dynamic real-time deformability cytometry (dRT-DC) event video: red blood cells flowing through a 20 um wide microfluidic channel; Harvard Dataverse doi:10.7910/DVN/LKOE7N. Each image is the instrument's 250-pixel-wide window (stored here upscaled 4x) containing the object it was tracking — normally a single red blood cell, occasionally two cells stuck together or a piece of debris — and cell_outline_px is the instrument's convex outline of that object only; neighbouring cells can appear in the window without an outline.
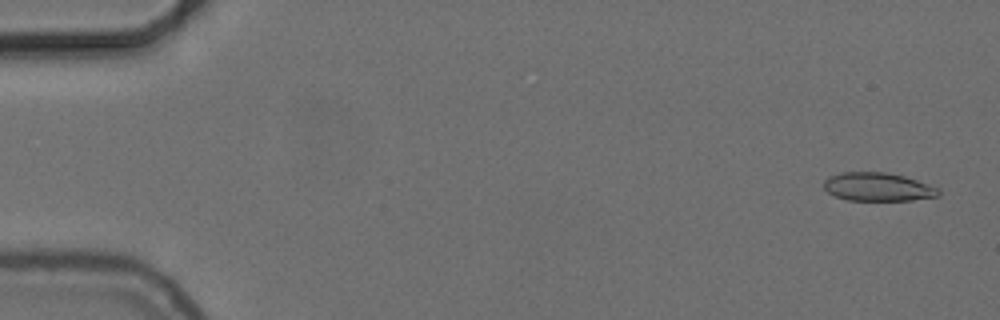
{"species": "common noctule bat (a hibernating species)", "species_latin": "Nyctalus noctula", "temperature_condition": "cold", "stored_images_in_passage": 20, "camera_frame_rate_fps": 3000, "um_per_image_px": 0.085, "animal": {"sex": "female", "body_mass_g": 24.6, "forearm_length_mm": 56.2}, "frame": {"image": 1, "passage_image": 3, "time_ms": 0.667, "image_size_px": [1000, 320], "cell_outline_px": [[940, 192], [936, 196], [912, 200], [848, 200], [836, 196], [828, 192], [824, 188], [824, 180], [828, 176], [840, 172], [888, 172], [904, 176], [940, 188]], "centroid_in_image_um": [74.6, 15.87], "position_along_channel_um": 10.4, "area_um2": 18.96}}
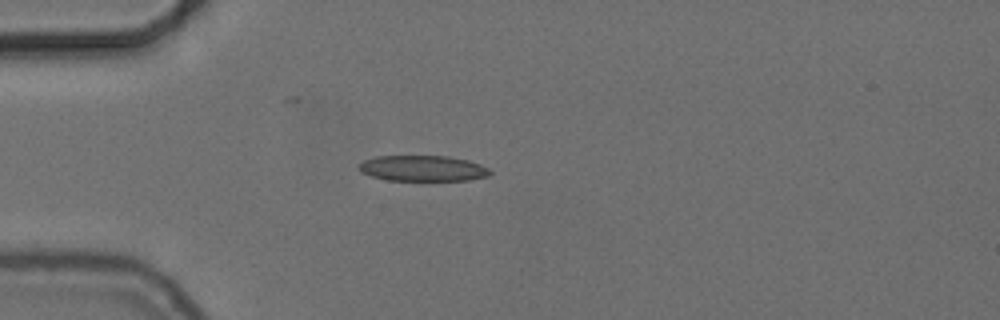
{"frame": {"image": 2, "passage_image": 16, "time_ms": 5.0, "image_size_px": [1000, 320], "cell_outline_px": [[492, 172], [488, 176], [468, 180], [388, 180], [372, 176], [360, 172], [360, 164], [364, 160], [376, 156], [448, 156], [468, 160], [480, 164], [488, 168]], "centroid_in_image_um": [35.96, 14.3], "position_along_channel_um": 49.0, "area_um2": 19.54}}